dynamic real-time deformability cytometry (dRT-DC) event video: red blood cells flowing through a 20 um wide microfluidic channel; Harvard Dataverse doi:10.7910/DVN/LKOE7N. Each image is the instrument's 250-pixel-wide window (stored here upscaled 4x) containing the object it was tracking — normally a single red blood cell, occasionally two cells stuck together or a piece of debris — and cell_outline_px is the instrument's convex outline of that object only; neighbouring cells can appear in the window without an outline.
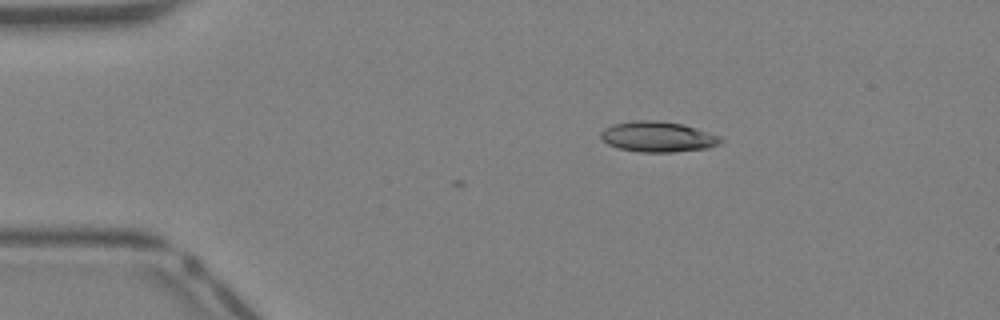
{"species": "Egyptian fruit bat (a non-hibernating species)", "species_latin": "Rousettus aegyptiacus", "temperature_condition": "warm", "stored_images_in_passage": 3, "camera_frame_rate_fps": 3000, "um_per_image_px": 0.085, "animal": {"sex": "female"}, "frame": {"image": 1, "passage_image": 1, "time_ms": 0.0, "image_size_px": [1000, 320], "cell_outline_px": [[724, 140], [720, 144], [708, 148], [672, 152], [640, 152], [620, 148], [608, 144], [600, 136], [600, 132], [604, 128], [612, 124], [636, 120], [656, 120], [684, 124], [720, 136]], "centroid_in_image_um": [55.93, 11.62], "position_along_channel_um": 29.1, "area_um2": 21.33}}